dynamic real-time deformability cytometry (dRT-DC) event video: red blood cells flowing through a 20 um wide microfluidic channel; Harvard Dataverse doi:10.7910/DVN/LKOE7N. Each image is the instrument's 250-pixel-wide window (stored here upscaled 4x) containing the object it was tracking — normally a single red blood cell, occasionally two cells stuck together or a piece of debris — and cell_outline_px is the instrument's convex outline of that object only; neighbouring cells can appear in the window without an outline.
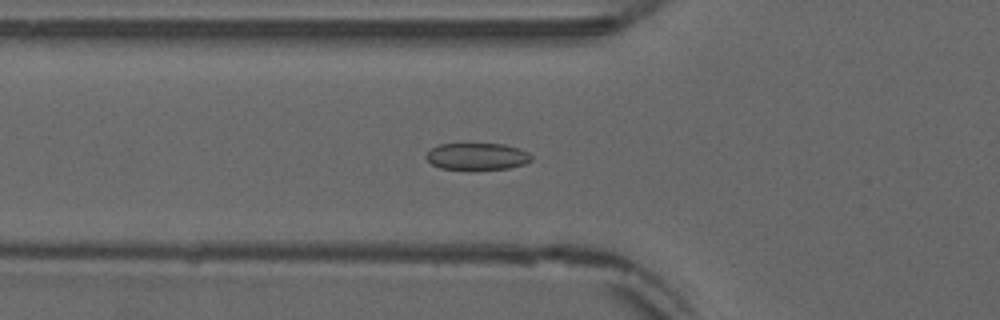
{"species": "common noctule bat (a hibernating species)", "species_latin": "Nyctalus noctula", "temperature_condition": "warm", "stored_images_in_passage": 37, "camera_frame_rate_fps": 3000, "um_per_image_px": 0.085, "animal": {"sex": "male", "forearm_length_mm": 52.5}, "frame": {"image": 1, "passage_image": 3, "time_ms": 0.667, "image_size_px": [1000, 320], "cell_outline_px": [[532, 160], [524, 164], [508, 168], [476, 172], [440, 168], [432, 164], [424, 156], [436, 144], [504, 144], [520, 148], [528, 152], [532, 156]], "centroid_in_image_um": [40.55, 13.33], "position_along_channel_um": 85.2, "area_um2": 17.17}}
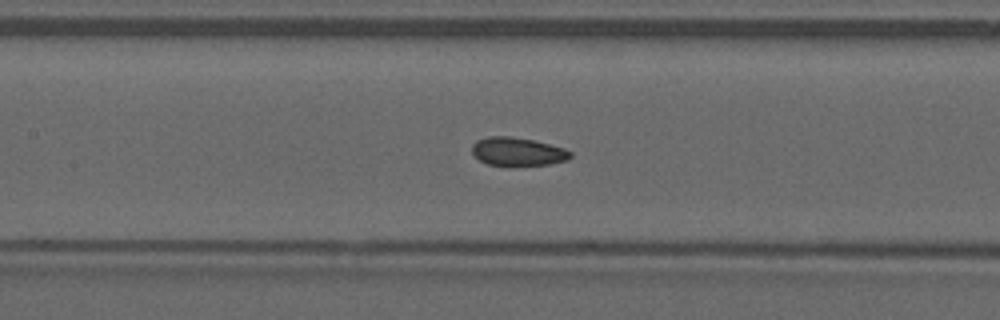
{"frame": {"image": 2, "passage_image": 9, "time_ms": 2.667, "image_size_px": [1000, 320], "cell_outline_px": [[572, 156], [568, 160], [548, 164], [488, 164], [480, 160], [472, 152], [472, 144], [476, 140], [488, 136], [508, 136], [532, 140], [564, 148], [572, 152]], "centroid_in_image_um": [44.0, 12.86], "position_along_channel_um": 163.4, "area_um2": 15.84}}
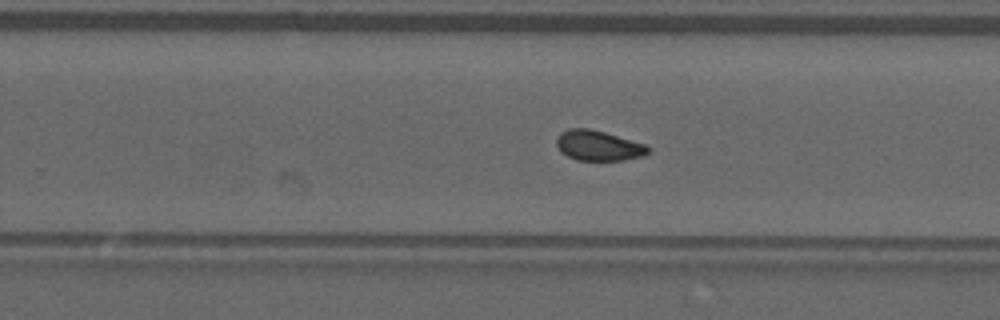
{"frame": {"image": 3, "passage_image": 18, "time_ms": 5.667, "image_size_px": [1000, 320], "cell_outline_px": [[652, 148], [644, 156], [624, 160], [576, 160], [560, 152], [556, 144], [556, 136], [560, 132], [568, 128], [588, 128], [604, 132], [644, 144]], "centroid_in_image_um": [50.83, 12.37], "position_along_channel_um": 279.0, "area_um2": 16.18}, "authors_computed_cell_mechanics": {"area_um2": 16.184, "velocity_mm_per_s": 3.8649, "shape_relaxation_time_tau1_ms": null, "shape_relaxation_time_tau2_ms": 0.9062, "deformation_change_tau1": null, "deformation_change_tau2": 0.0514}}